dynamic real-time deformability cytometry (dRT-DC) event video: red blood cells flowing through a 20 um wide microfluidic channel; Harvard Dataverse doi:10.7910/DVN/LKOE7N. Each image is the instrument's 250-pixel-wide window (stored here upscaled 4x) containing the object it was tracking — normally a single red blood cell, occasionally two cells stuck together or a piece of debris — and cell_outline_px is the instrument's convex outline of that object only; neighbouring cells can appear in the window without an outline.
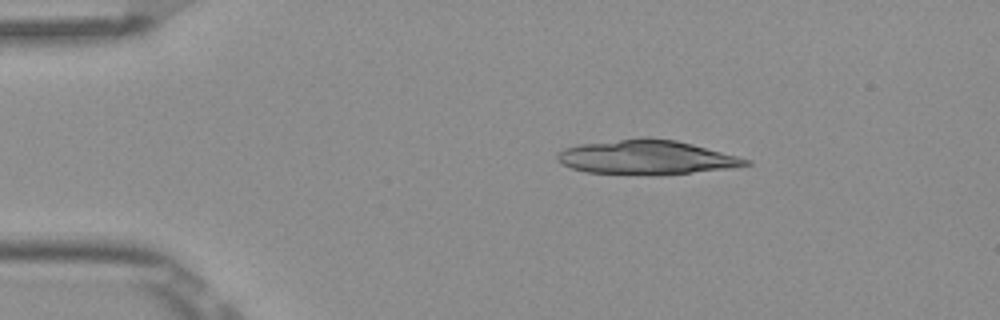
{"species": "Egyptian fruit bat (a non-hibernating species)", "species_latin": "Rousettus aegyptiacus", "temperature_condition": "room temperature", "stored_images_in_passage": 3, "camera_frame_rate_fps": 3000, "um_per_image_px": 0.085, "frame": {"image": 1, "passage_image": 1, "time_ms": 0.0, "image_size_px": [1000, 320], "cell_outline_px": [[752, 164], [732, 168], [660, 176], [656, 176], [584, 172], [572, 168], [556, 160], [556, 156], [564, 148], [580, 144], [644, 136], [648, 136], [676, 140], [692, 144], [752, 160]], "centroid_in_image_um": [54.97, 13.38], "position_along_channel_um": 30.0, "area_um2": 38.21}}